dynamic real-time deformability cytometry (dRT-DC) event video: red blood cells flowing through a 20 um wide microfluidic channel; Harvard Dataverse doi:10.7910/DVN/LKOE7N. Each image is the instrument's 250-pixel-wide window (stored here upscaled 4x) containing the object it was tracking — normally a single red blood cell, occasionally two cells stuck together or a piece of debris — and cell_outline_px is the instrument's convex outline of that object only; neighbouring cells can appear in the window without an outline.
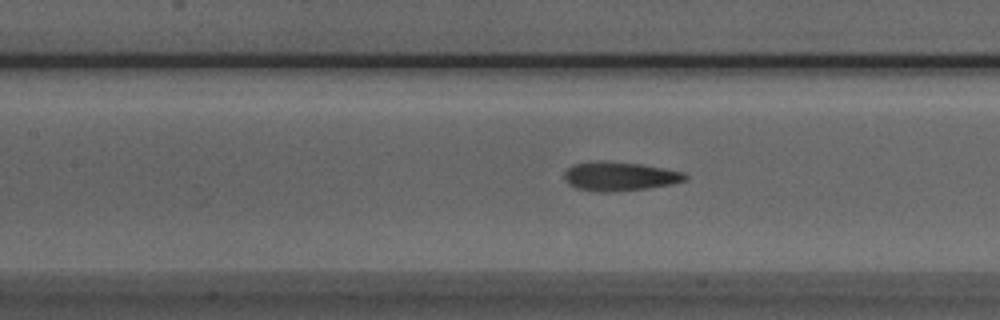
{"species": "Egyptian fruit bat (a non-hibernating species)", "species_latin": "Rousettus aegyptiacus", "temperature_condition": "room temperature", "stored_images_in_passage": 40, "camera_frame_rate_fps": 3000, "um_per_image_px": 0.085, "animal": {"sex": "male"}, "frame": {"image": 1, "passage_image": 15, "time_ms": 4.667, "image_size_px": [1000, 320], "cell_outline_px": [[688, 180], [672, 184], [644, 188], [612, 192], [600, 192], [576, 188], [568, 184], [564, 180], [564, 172], [572, 164], [600, 160], [640, 164], [684, 172], [688, 176]], "centroid_in_image_um": [52.64, 14.98], "position_along_channel_um": 154.8, "area_um2": 20.46}}
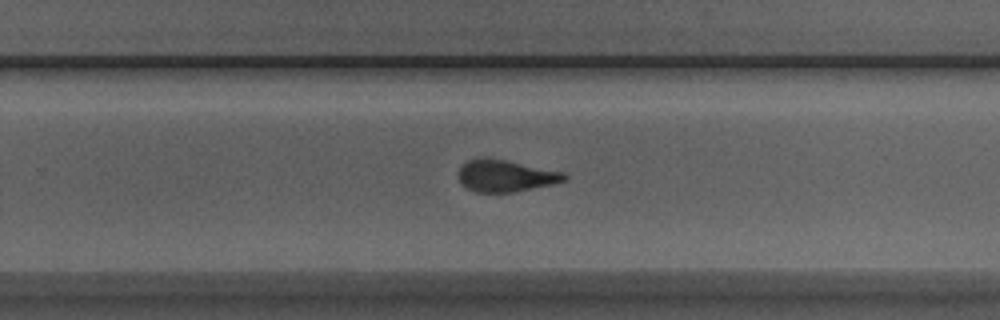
{"frame": {"image": 2, "passage_image": 25, "time_ms": 8.0, "image_size_px": [1000, 320], "cell_outline_px": [[568, 180], [556, 184], [516, 192], [476, 192], [468, 188], [460, 180], [456, 172], [468, 160], [504, 160], [564, 172], [568, 176]], "centroid_in_image_um": [43.06, 14.98], "position_along_channel_um": 286.7, "area_um2": 19.31}}
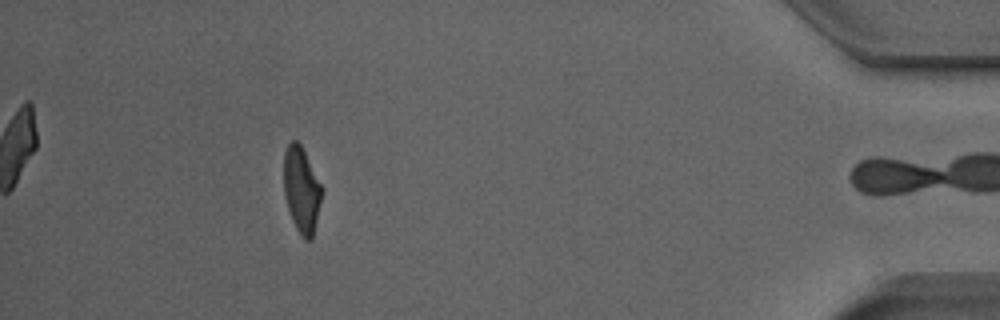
{"frame": {"image": 3, "passage_image": 39, "time_ms": 12.667, "image_size_px": [1000, 320], "cell_outline_px": [[324, 192], [312, 240], [304, 240], [300, 236], [292, 220], [284, 196], [284, 152], [288, 144], [292, 140], [296, 140], [300, 144], [324, 188]], "centroid_in_image_um": [25.65, 16.17], "position_along_channel_um": 409.5, "area_um2": 19.36}, "authors_computed_cell_mechanics": {"area_um2": 20.0566, "velocity_mm_per_s": 3.9857, "shape_relaxation_time_tau1_ms": 7.6047, "shape_relaxation_time_tau2_ms": 1.7758, "deformation_change_tau1": 0.2033, "deformation_change_tau2": 0.1029}}